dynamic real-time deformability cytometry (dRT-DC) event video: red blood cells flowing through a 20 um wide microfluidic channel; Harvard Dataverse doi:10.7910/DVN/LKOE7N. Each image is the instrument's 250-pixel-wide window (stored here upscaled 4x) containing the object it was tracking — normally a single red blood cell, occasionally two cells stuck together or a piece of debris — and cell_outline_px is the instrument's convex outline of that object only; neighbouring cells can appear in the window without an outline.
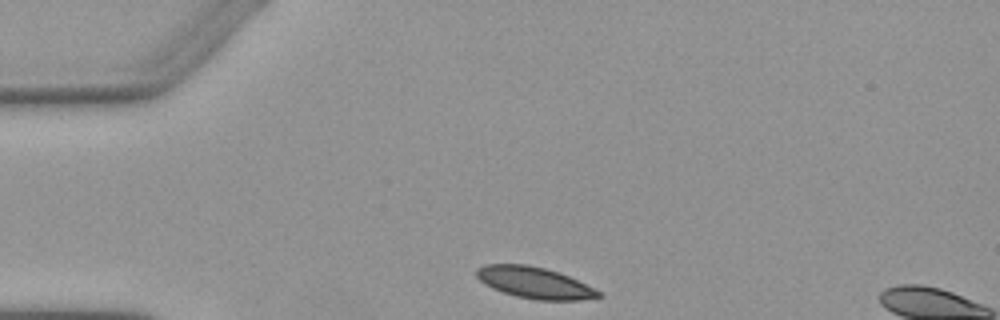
{"species": "Egyptian fruit bat (a non-hibernating species)", "species_latin": "Rousettus aegyptiacus", "temperature_condition": "warm", "stored_images_in_passage": 4, "camera_frame_rate_fps": 3000, "um_per_image_px": 0.085, "animal": {"sex": "female"}, "frame": {"image": 1, "passage_image": 1, "time_ms": 0.0, "image_size_px": [1000, 320], "cell_outline_px": [[600, 296], [580, 300], [536, 300], [516, 296], [492, 288], [484, 284], [476, 276], [476, 268], [484, 264], [528, 264], [544, 268], [568, 276], [600, 292]], "centroid_in_image_um": [45.35, 24.02], "position_along_channel_um": 39.6, "area_um2": 21.96}}
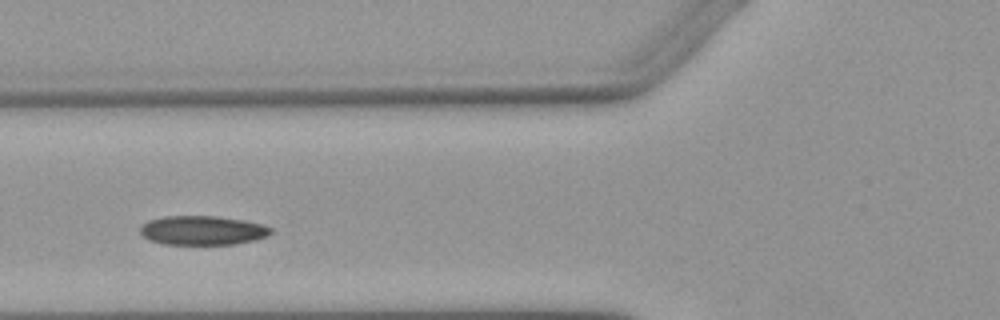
{"frame": {"image": 2, "passage_image": 3, "time_ms": 2.667, "image_size_px": [1000, 320], "cell_outline_px": [[272, 232], [268, 236], [256, 240], [232, 244], [164, 244], [148, 240], [140, 232], [140, 228], [148, 220], [164, 216], [216, 216], [244, 220], [260, 224], [272, 228]], "centroid_in_image_um": [17.22, 19.58], "position_along_channel_um": 108.6, "area_um2": 22.2}}
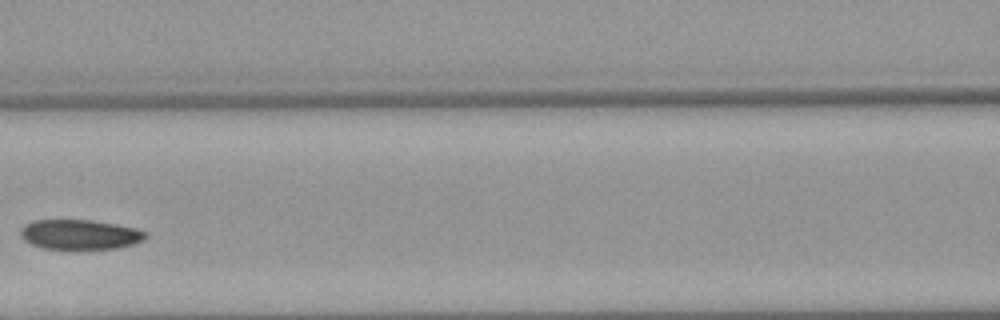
{"frame": {"image": 3, "passage_image": 4, "time_ms": 4.0, "image_size_px": [1000, 320], "cell_outline_px": [[148, 236], [144, 240], [132, 244], [116, 248], [76, 252], [44, 248], [32, 244], [24, 240], [20, 236], [20, 228], [24, 224], [32, 220], [92, 220], [116, 224], [136, 228], [148, 232]], "centroid_in_image_um": [6.79, 19.97], "position_along_channel_um": 159.8, "area_um2": 22.72}}